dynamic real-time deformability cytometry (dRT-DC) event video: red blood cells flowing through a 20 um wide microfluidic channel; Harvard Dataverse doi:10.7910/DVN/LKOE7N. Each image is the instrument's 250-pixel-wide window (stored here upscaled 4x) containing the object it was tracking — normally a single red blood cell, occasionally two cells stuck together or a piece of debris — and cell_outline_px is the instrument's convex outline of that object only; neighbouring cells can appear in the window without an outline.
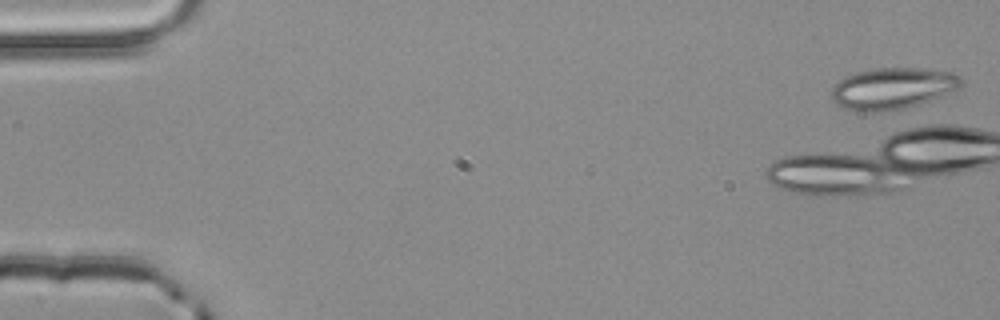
{"species": "common noctule bat (a hibernating species)", "species_latin": "Nyctalus noctula", "temperature_condition": "room temperature", "stored_images_in_passage": 4, "camera_frame_rate_fps": 3000, "um_per_image_px": 0.085, "animal": {"sex": "male", "body_mass_g": 20.4}, "frame": {"image": 1, "passage_image": 1, "time_ms": 0.0, "image_size_px": [1000, 320], "cell_outline_px": [[964, 84], [960, 88], [920, 104], [904, 108], [880, 112], [864, 112], [844, 108], [836, 104], [832, 100], [832, 88], [844, 76], [852, 72], [876, 68], [924, 68], [952, 72], [960, 76], [964, 80]], "centroid_in_image_um": [75.88, 7.5], "position_along_channel_um": 9.1, "area_um2": 31.67}}